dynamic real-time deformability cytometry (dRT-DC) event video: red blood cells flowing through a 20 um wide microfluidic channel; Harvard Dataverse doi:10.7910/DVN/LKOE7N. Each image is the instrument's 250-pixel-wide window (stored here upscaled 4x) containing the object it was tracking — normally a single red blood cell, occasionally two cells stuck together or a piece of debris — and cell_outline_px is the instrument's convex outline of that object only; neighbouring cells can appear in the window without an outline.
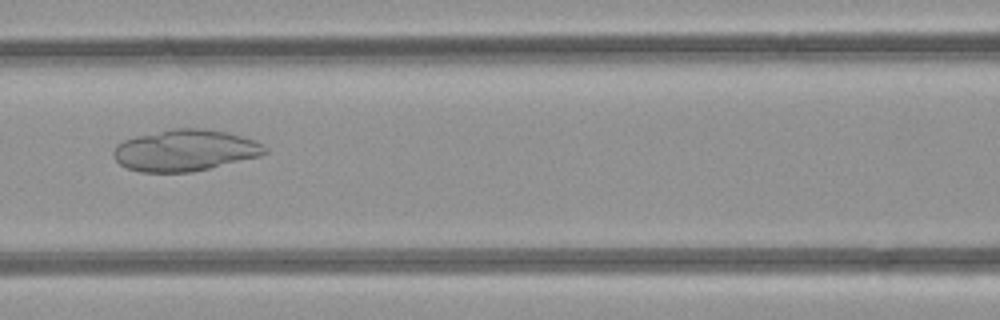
{"species": "common noctule bat (a hibernating species)", "species_latin": "Nyctalus noctula", "temperature_condition": "room temperature", "stored_images_in_passage": 4, "camera_frame_rate_fps": 3000, "um_per_image_px": 0.085, "animal": {"sex": "female", "body_mass_g": 21.9}, "frame": {"image": 1, "passage_image": 4, "time_ms": 3.333, "image_size_px": [1000, 320], "cell_outline_px": [[268, 152], [260, 156], [192, 172], [140, 172], [128, 168], [120, 164], [112, 156], [112, 152], [116, 144], [124, 140], [136, 136], [172, 128], [204, 128], [228, 132], [264, 144], [268, 148]], "centroid_in_image_um": [15.72, 12.77], "position_along_channel_um": 150.9, "area_um2": 36.65}}